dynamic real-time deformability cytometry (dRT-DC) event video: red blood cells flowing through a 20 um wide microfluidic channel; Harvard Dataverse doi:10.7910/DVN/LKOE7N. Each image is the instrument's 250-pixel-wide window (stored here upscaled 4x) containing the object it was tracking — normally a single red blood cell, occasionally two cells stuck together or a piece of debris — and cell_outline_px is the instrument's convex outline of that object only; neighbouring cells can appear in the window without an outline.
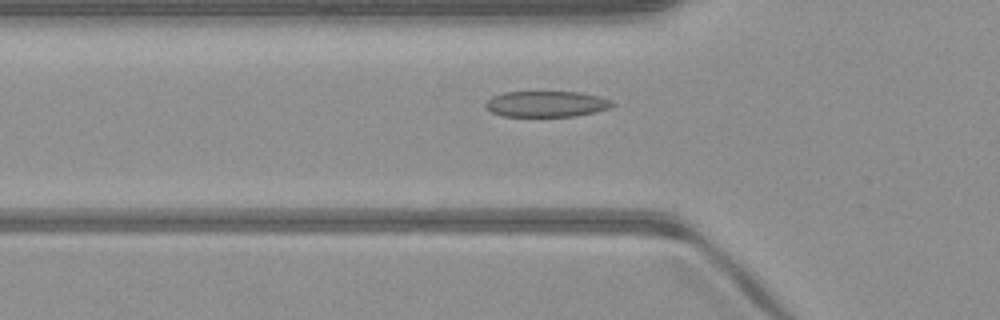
{"species": "common noctule bat (a hibernating species)", "species_latin": "Nyctalus noctula", "temperature_condition": "warm", "stored_images_in_passage": 35, "camera_frame_rate_fps": 3000, "um_per_image_px": 0.085, "animal": {"sex": "male", "body_mass_g": 23.1, "forearm_length_mm": 52.7}, "frame": {"image": 1, "passage_image": 2, "time_ms": 0.333, "image_size_px": [1000, 320], "cell_outline_px": [[616, 104], [608, 108], [576, 116], [500, 116], [492, 112], [484, 104], [492, 96], [504, 92], [580, 92], [600, 96], [612, 100]], "centroid_in_image_um": [46.45, 8.83], "position_along_channel_um": 79.3, "area_um2": 19.07}}
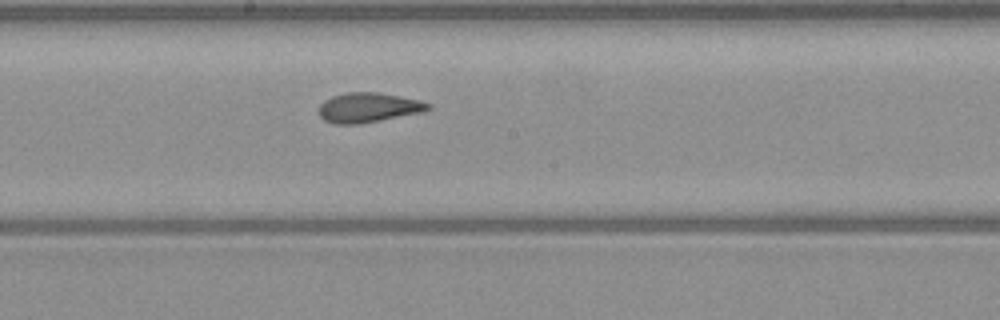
{"frame": {"image": 2, "passage_image": 12, "time_ms": 3.667, "image_size_px": [1000, 320], "cell_outline_px": [[432, 108], [424, 112], [360, 124], [336, 124], [324, 120], [320, 116], [320, 104], [324, 100], [332, 96], [344, 92], [380, 92], [420, 100], [432, 104]], "centroid_in_image_um": [31.35, 9.13], "position_along_channel_um": 216.9, "area_um2": 19.13}}
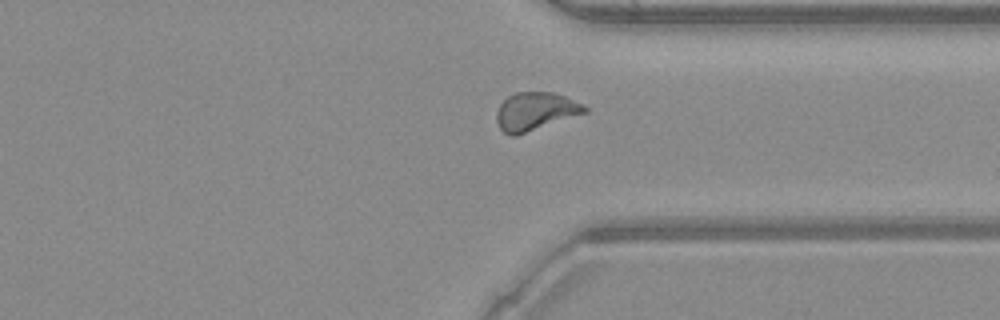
{"frame": {"image": 3, "passage_image": 23, "time_ms": 7.333, "image_size_px": [1000, 320], "cell_outline_px": [[588, 112], [516, 136], [512, 136], [504, 132], [500, 128], [496, 120], [496, 112], [500, 104], [508, 96], [516, 92], [552, 92], [564, 96], [584, 104], [588, 108]], "centroid_in_image_um": [45.51, 9.47], "position_along_channel_um": 365.9, "area_um2": 19.59}, "authors_computed_cell_mechanics": {"area_um2": 18.9006, "velocity_mm_per_s": 4.0869, "shape_relaxation_time_tau1_ms": 5.9168, "shape_relaxation_time_tau2_ms": 1.0761, "deformation_change_tau1": 0.1732, "deformation_change_tau2": 0.0845}}